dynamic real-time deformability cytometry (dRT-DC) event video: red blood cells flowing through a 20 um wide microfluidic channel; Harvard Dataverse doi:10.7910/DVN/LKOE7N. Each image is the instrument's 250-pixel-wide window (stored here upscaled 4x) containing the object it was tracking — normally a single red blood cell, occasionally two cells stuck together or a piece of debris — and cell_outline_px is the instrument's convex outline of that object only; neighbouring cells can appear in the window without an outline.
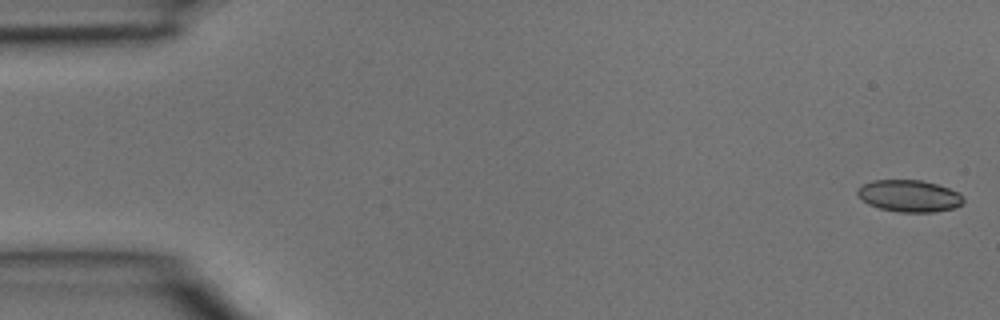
{"species": "common noctule bat (a hibernating species)", "species_latin": "Nyctalus noctula", "temperature_condition": "room temperature", "stored_images_in_passage": 41, "camera_frame_rate_fps": 3000, "um_per_image_px": 0.085, "animal": {"sex": "male", "body_mass_g": 15.6}, "frame": {"image": 1, "passage_image": 1, "time_ms": 0.0, "image_size_px": [1000, 320], "cell_outline_px": [[964, 200], [960, 204], [952, 208], [932, 212], [896, 212], [880, 208], [868, 204], [856, 192], [864, 184], [872, 180], [920, 180], [936, 184], [960, 192], [964, 196]], "centroid_in_image_um": [77.31, 16.65], "position_along_channel_um": 7.7, "area_um2": 19.48}}
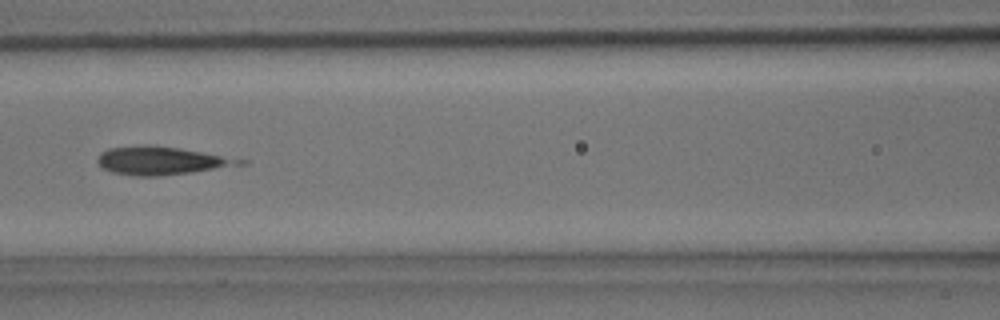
{"frame": {"image": 2, "passage_image": 18, "time_ms": 5.667, "image_size_px": [1000, 320], "cell_outline_px": [[248, 164], [192, 172], [156, 176], [136, 176], [112, 172], [100, 168], [96, 160], [100, 152], [108, 148], [180, 148], [248, 160]], "centroid_in_image_um": [13.76, 13.7], "position_along_channel_um": 152.8, "area_um2": 22.48}}
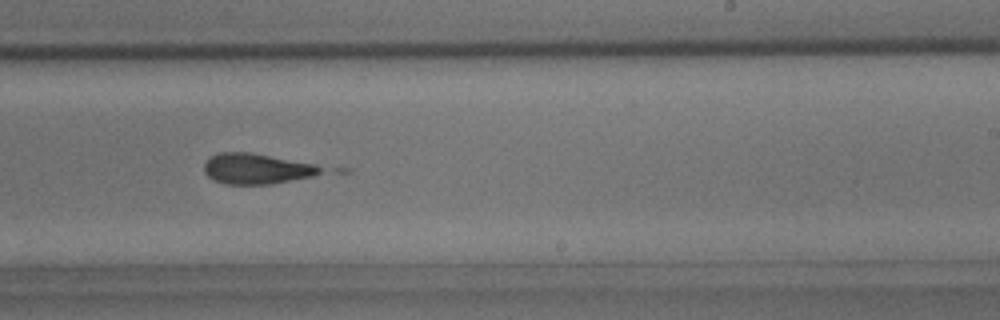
{"frame": {"image": 3, "passage_image": 25, "time_ms": 8.0, "image_size_px": [1000, 320], "cell_outline_px": [[324, 168], [320, 172], [312, 176], [272, 184], [224, 184], [208, 176], [204, 172], [204, 164], [208, 156], [220, 152], [252, 152], [316, 164]], "centroid_in_image_um": [21.78, 14.33], "position_along_channel_um": 267.2, "area_um2": 20.87}}